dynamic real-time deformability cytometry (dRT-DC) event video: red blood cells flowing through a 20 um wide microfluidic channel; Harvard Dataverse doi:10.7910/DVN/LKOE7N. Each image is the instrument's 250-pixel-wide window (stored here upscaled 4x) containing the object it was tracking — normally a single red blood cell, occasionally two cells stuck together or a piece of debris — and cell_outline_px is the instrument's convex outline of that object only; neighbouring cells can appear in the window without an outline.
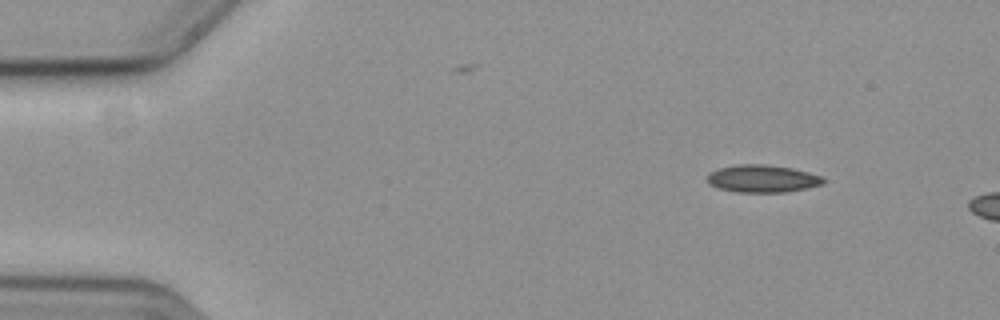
{"species": "common noctule bat (a hibernating species)", "species_latin": "Nyctalus noctula", "temperature_condition": "cold", "stored_images_in_passage": 50, "camera_frame_rate_fps": 3000, "um_per_image_px": 0.085, "animal": {"sex": "female", "body_mass_g": 19.3, "forearm_length_mm": 54.1}, "frame": {"image": 1, "passage_image": 1, "time_ms": 0.0, "image_size_px": [1000, 320], "cell_outline_px": [[824, 184], [784, 192], [740, 192], [720, 188], [708, 184], [708, 172], [720, 168], [736, 164], [764, 164], [792, 168], [808, 172], [820, 176], [824, 180]], "centroid_in_image_um": [64.78, 15.17], "position_along_channel_um": 20.2, "area_um2": 18.38}}
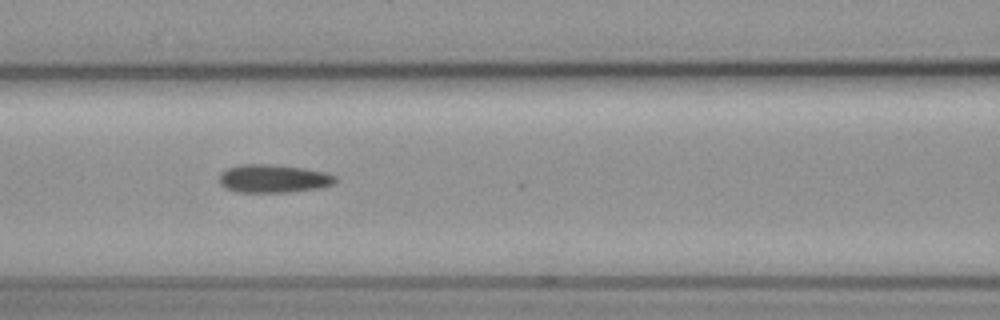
{"frame": {"image": 2, "passage_image": 19, "time_ms": 6.0, "image_size_px": [1000, 320], "cell_outline_px": [[336, 180], [332, 184], [324, 188], [288, 192], [236, 192], [224, 188], [220, 184], [220, 172], [228, 168], [240, 164], [268, 164], [304, 168], [324, 172], [336, 176]], "centroid_in_image_um": [23.23, 15.19], "position_along_channel_um": 143.4, "area_um2": 19.19}}
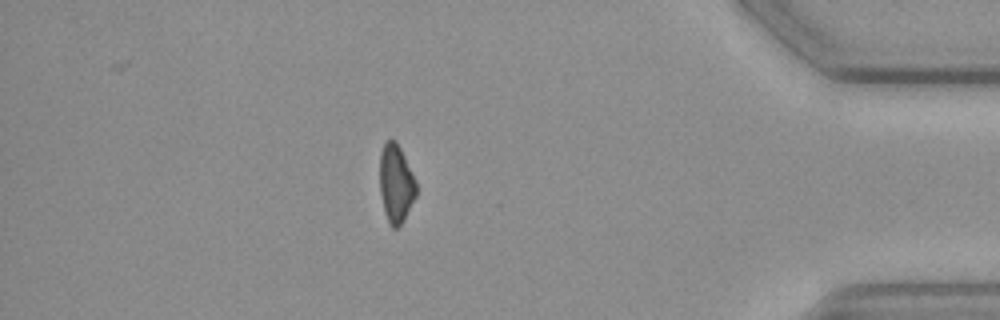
{"frame": {"image": 3, "passage_image": 44, "time_ms": 14.333, "image_size_px": [1000, 320], "cell_outline_px": [[416, 196], [400, 224], [396, 228], [392, 228], [388, 224], [384, 212], [380, 192], [380, 152], [384, 140], [396, 140], [404, 156], [416, 184]], "centroid_in_image_um": [33.62, 15.59], "position_along_channel_um": 401.6, "area_um2": 16.42}}